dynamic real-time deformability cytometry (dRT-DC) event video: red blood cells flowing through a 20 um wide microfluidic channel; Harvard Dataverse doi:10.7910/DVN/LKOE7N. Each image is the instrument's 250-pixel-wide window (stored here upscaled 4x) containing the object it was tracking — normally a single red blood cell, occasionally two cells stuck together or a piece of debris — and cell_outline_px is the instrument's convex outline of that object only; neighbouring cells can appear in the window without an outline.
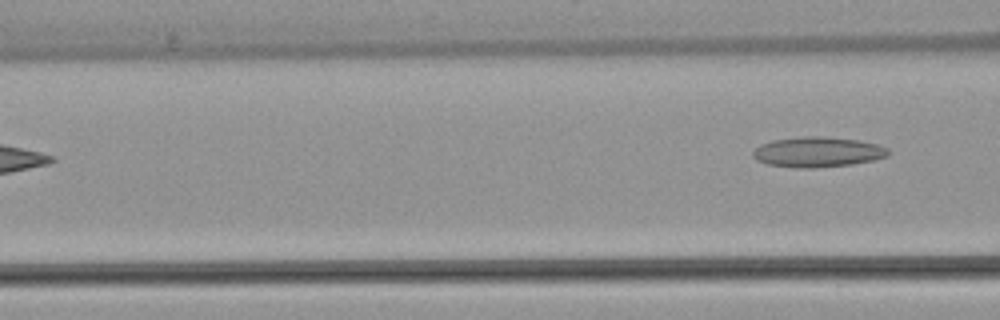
{"species": "common noctule bat (a hibernating species)", "species_latin": "Nyctalus noctula", "temperature_condition": "warm", "stored_images_in_passage": 4, "segment_of_instrument_passage": [2, 2], "camera_frame_rate_fps": 3000, "um_per_image_px": 0.085, "animal": {"sex": "female", "body_mass_g": 22.7, "forearm_length_mm": 54.2}, "frame": {"image": 1, "passage_image": 4, "time_ms": 3.333, "image_size_px": [1000, 320], "cell_outline_px": [[888, 156], [872, 160], [852, 164], [812, 168], [796, 168], [768, 164], [756, 160], [752, 156], [752, 152], [760, 144], [772, 140], [804, 136], [824, 136], [860, 140], [876, 144], [888, 148]], "centroid_in_image_um": [69.47, 12.91], "position_along_channel_um": 97.1, "area_um2": 23.87}}